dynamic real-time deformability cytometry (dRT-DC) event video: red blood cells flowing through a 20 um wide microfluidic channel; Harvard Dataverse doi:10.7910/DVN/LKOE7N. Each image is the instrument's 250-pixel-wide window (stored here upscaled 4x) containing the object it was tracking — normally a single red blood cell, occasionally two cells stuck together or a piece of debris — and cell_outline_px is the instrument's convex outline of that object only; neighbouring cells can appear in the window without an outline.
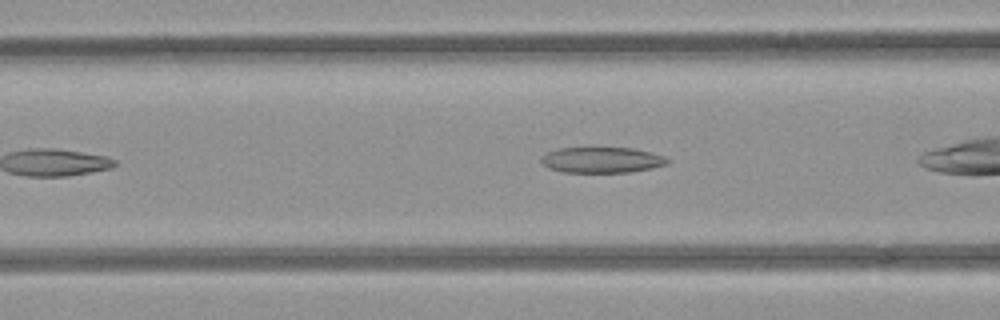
{"species": "common noctule bat (a hibernating species)", "species_latin": "Nyctalus noctula", "temperature_condition": "room temperature", "stored_images_in_passage": 24, "camera_frame_rate_fps": 3000, "um_per_image_px": 0.085, "animal": {"sex": "female", "body_mass_g": 21.9}, "frame": {"image": 1, "passage_image": 7, "time_ms": 2.0, "image_size_px": [1000, 320], "cell_outline_px": [[668, 164], [652, 168], [628, 172], [564, 172], [548, 168], [540, 160], [540, 156], [548, 152], [560, 148], [632, 148], [664, 156], [668, 160]], "centroid_in_image_um": [51.13, 13.6], "position_along_channel_um": 115.5, "area_um2": 18.73}}
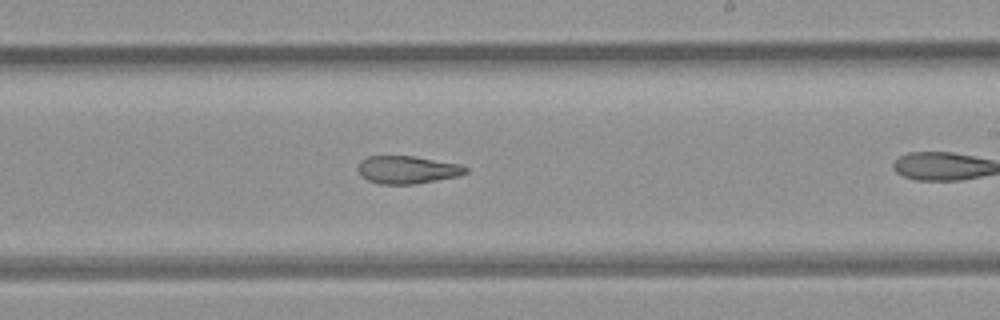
{"frame": {"image": 2, "passage_image": 14, "time_ms": 4.333, "image_size_px": [1000, 320], "cell_outline_px": [[468, 172], [460, 176], [416, 184], [380, 184], [368, 180], [360, 176], [356, 168], [360, 160], [368, 156], [412, 156], [460, 164], [468, 168]], "centroid_in_image_um": [34.6, 14.43], "position_along_channel_um": 254.4, "area_um2": 17.63}}
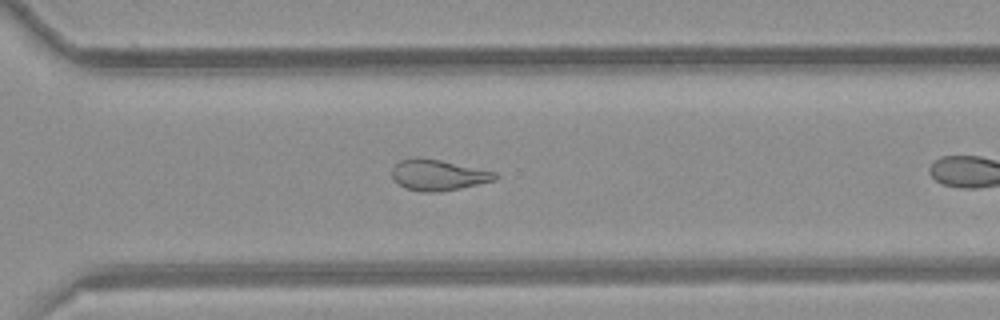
{"frame": {"image": 3, "passage_image": 20, "time_ms": 6.333, "image_size_px": [1000, 320], "cell_outline_px": [[500, 176], [492, 180], [460, 188], [440, 192], [424, 192], [404, 188], [392, 176], [392, 168], [400, 160], [412, 156], [416, 156], [440, 160], [496, 172]], "centroid_in_image_um": [37.2, 14.86], "position_along_channel_um": 333.4, "area_um2": 18.44}}